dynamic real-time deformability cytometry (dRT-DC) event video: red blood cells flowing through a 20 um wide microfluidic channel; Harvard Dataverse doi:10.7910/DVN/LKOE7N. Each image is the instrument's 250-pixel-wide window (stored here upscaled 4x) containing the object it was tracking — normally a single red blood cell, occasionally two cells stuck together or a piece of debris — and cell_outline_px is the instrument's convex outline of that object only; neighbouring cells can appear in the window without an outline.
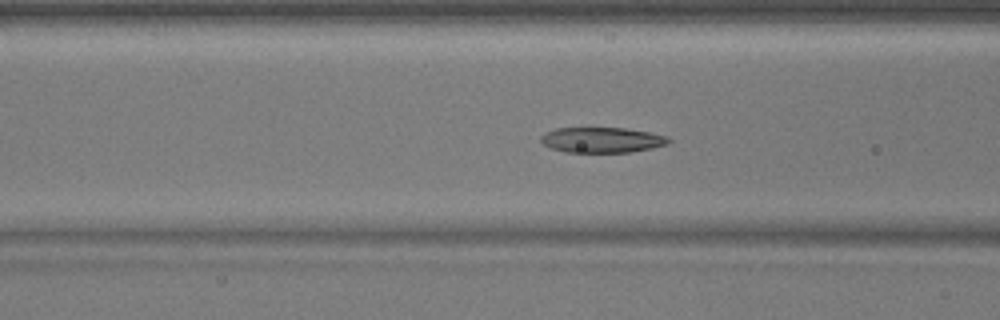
{"species": "common noctule bat (a hibernating species)", "species_latin": "Nyctalus noctula", "temperature_condition": "warm", "stored_images_in_passage": 42, "camera_frame_rate_fps": 3000, "um_per_image_px": 0.085, "animal": {"sex": "male", "body_mass_g": 17.9}, "frame": {"image": 1, "passage_image": 10, "time_ms": 3.0, "image_size_px": [1000, 320], "cell_outline_px": [[672, 140], [668, 144], [652, 148], [632, 152], [564, 152], [552, 148], [544, 144], [540, 140], [540, 136], [544, 132], [556, 128], [624, 128], [648, 132], [668, 136]], "centroid_in_image_um": [51.17, 11.89], "position_along_channel_um": 115.4, "area_um2": 18.96}}
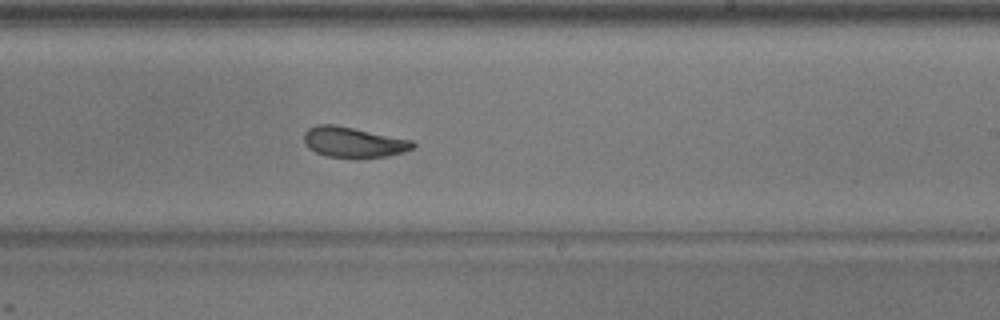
{"frame": {"image": 2, "passage_image": 21, "time_ms": 6.667, "image_size_px": [1000, 320], "cell_outline_px": [[416, 144], [412, 148], [388, 156], [328, 156], [316, 152], [308, 148], [304, 144], [304, 132], [308, 128], [316, 124], [336, 124], [412, 140]], "centroid_in_image_um": [29.98, 12.04], "position_along_channel_um": 259.0, "area_um2": 18.9}}
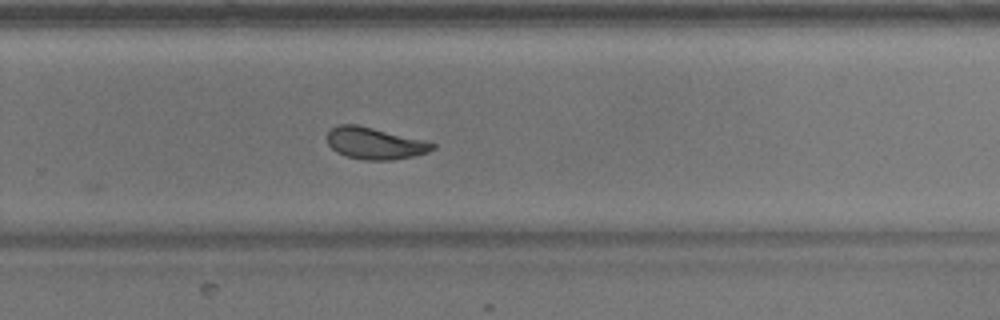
{"frame": {"image": 3, "passage_image": 24, "time_ms": 7.667, "image_size_px": [1000, 320], "cell_outline_px": [[436, 148], [428, 152], [412, 156], [392, 160], [364, 160], [344, 156], [336, 152], [328, 144], [328, 132], [332, 128], [340, 124], [356, 124], [424, 140], [436, 144]], "centroid_in_image_um": [31.85, 12.19], "position_along_channel_um": 297.9, "area_um2": 19.42}}